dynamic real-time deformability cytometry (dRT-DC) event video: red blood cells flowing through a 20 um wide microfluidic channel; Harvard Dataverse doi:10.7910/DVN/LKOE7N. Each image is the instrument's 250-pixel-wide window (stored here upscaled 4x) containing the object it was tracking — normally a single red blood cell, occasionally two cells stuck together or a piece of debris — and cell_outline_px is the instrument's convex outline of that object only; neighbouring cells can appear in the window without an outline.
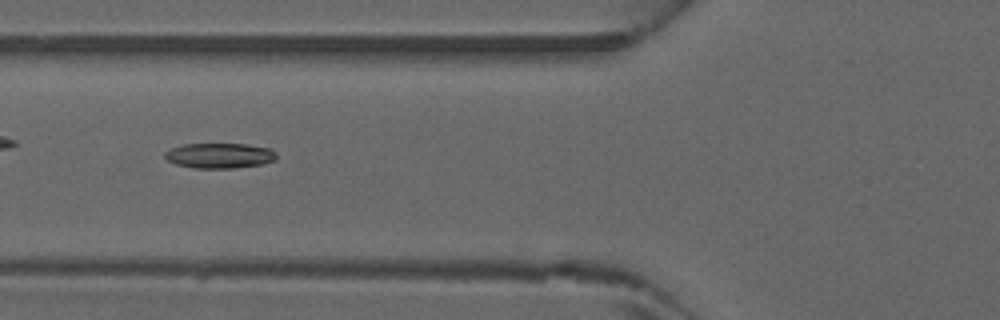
{"species": "common noctule bat (a hibernating species)", "species_latin": "Nyctalus noctula", "temperature_condition": "warm", "stored_images_in_passage": 6, "camera_frame_rate_fps": 3000, "um_per_image_px": 0.085, "animal": {"sex": "male", "forearm_length_mm": 52.5}, "frame": {"image": 1, "passage_image": 6, "time_ms": 1.667, "image_size_px": [1000, 320], "cell_outline_px": [[276, 160], [264, 164], [232, 168], [196, 168], [176, 164], [168, 160], [164, 156], [164, 152], [172, 148], [184, 144], [248, 144], [268, 148], [276, 152]], "centroid_in_image_um": [18.69, 13.23], "position_along_channel_um": 107.1, "area_um2": 16.36}}